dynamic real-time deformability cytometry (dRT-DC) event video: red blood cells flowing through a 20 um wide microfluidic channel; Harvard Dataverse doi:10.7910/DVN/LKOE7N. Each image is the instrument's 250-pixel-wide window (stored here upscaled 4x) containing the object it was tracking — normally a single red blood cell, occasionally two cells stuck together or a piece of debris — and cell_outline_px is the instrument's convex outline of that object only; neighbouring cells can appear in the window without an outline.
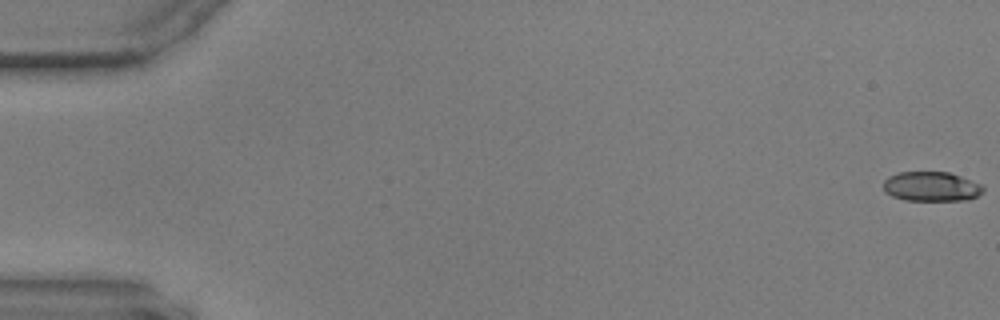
{"species": "common noctule bat (a hibernating species)", "species_latin": "Nyctalus noctula", "temperature_condition": "warm", "stored_images_in_passage": 56, "camera_frame_rate_fps": 3000, "um_per_image_px": 0.085, "animal": {"sex": "male", "body_mass_g": 17.9, "forearm_length_mm": 54.2}, "frame": {"image": 1, "passage_image": 1, "time_ms": 0.0, "image_size_px": [1000, 320], "cell_outline_px": [[984, 192], [968, 200], [904, 200], [892, 196], [884, 192], [884, 180], [888, 176], [900, 172], [948, 172], [960, 176], [980, 184], [984, 188]], "centroid_in_image_um": [79.15, 15.85], "position_along_channel_um": 5.9, "area_um2": 17.17}}
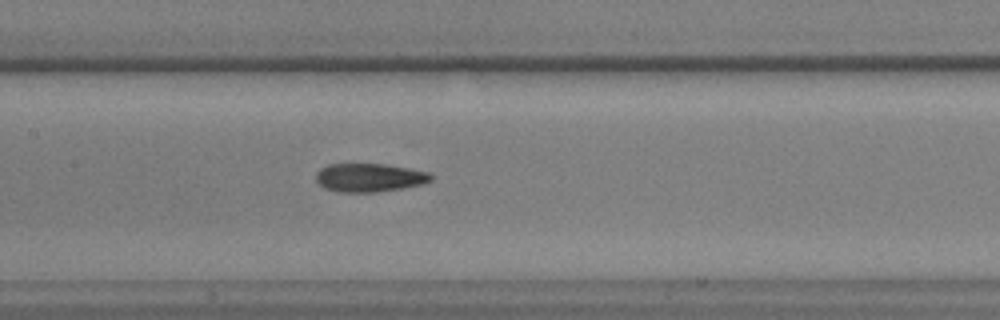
{"frame": {"image": 2, "passage_image": 29, "time_ms": 9.333, "image_size_px": [1000, 320], "cell_outline_px": [[432, 180], [424, 184], [376, 192], [336, 192], [324, 188], [316, 180], [316, 172], [320, 168], [328, 164], [384, 164], [408, 168], [428, 172], [432, 176]], "centroid_in_image_um": [31.37, 15.1], "position_along_channel_um": 176.0, "area_um2": 19.07}}
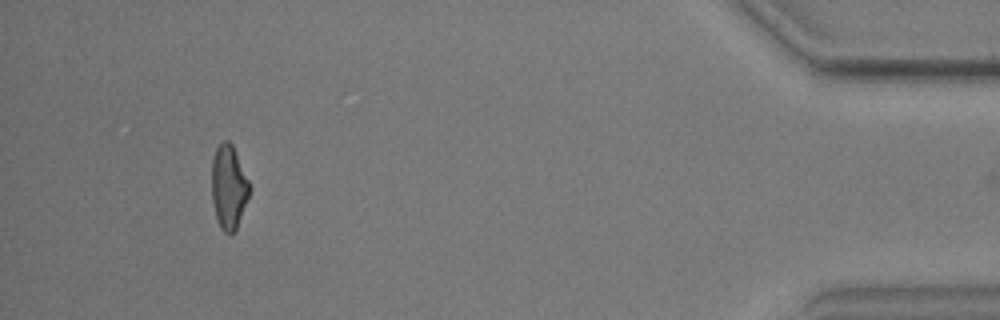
{"frame": {"image": 3, "passage_image": 55, "time_ms": 18.0, "image_size_px": [1000, 320], "cell_outline_px": [[248, 196], [236, 228], [232, 232], [224, 232], [220, 228], [216, 216], [212, 200], [212, 160], [216, 148], [224, 140], [228, 140], [232, 144], [248, 180]], "centroid_in_image_um": [19.41, 15.87], "position_along_channel_um": 415.8, "area_um2": 17.86}}